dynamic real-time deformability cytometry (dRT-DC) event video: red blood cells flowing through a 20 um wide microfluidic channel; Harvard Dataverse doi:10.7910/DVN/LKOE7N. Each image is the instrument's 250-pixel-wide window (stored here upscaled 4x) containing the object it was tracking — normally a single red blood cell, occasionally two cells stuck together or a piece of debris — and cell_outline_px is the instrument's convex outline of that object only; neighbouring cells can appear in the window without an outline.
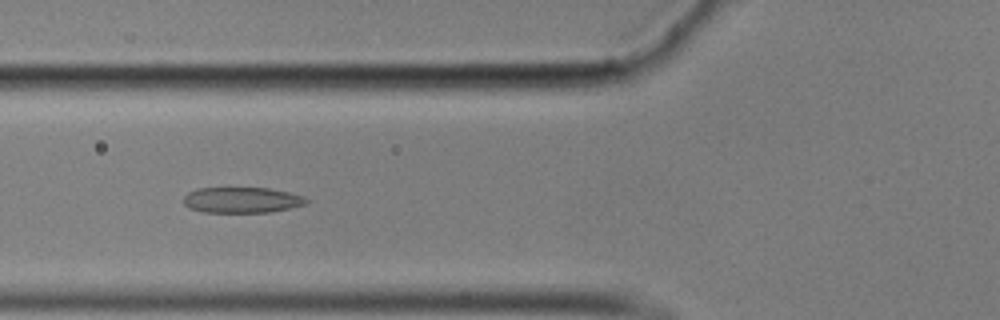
{"species": "common noctule bat (a hibernating species)", "species_latin": "Nyctalus noctula", "temperature_condition": "cold", "stored_images_in_passage": 58, "camera_frame_rate_fps": 3000, "um_per_image_px": 0.085, "animal": {"sex": "male", "body_mass_g": 17.9}, "frame": {"image": 1, "passage_image": 22, "time_ms": 7.0, "image_size_px": [1000, 320], "cell_outline_px": [[308, 204], [272, 212], [204, 212], [188, 208], [184, 204], [184, 196], [188, 192], [196, 188], [268, 188], [288, 192], [304, 196], [308, 200]], "centroid_in_image_um": [20.56, 17.0], "position_along_channel_um": 105.2, "area_um2": 18.5}}
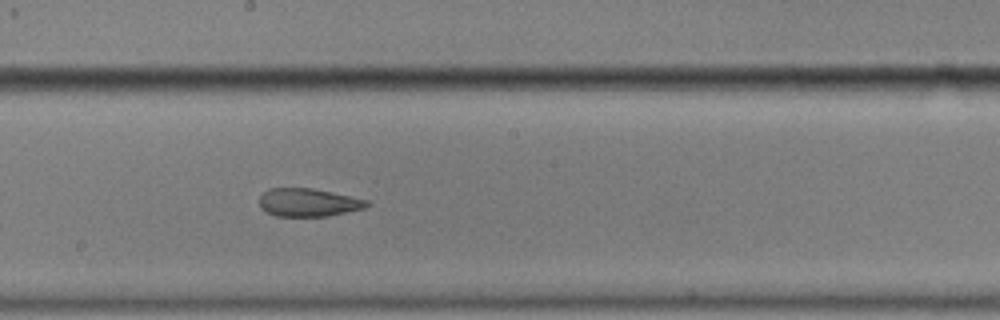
{"frame": {"image": 2, "passage_image": 32, "time_ms": 10.333, "image_size_px": [1000, 320], "cell_outline_px": [[372, 204], [364, 208], [328, 216], [276, 216], [260, 208], [260, 196], [268, 188], [312, 188], [368, 200]], "centroid_in_image_um": [26.21, 17.21], "position_along_channel_um": 222.0, "area_um2": 17.51}}
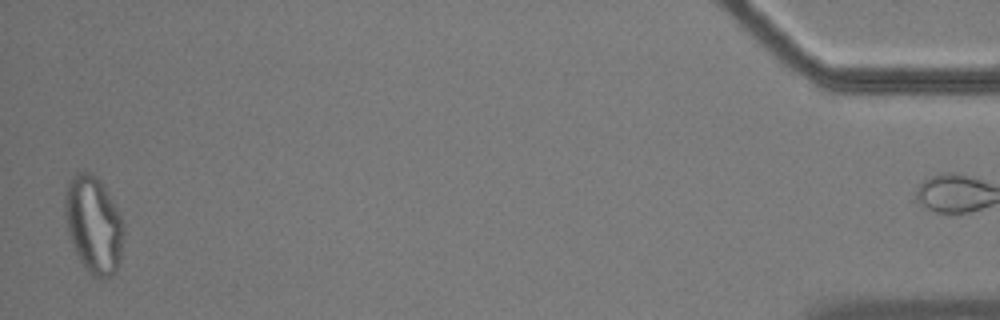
{"frame": {"image": 3, "passage_image": 57, "time_ms": 18.667, "image_size_px": [1000, 320], "cell_outline_px": [[124, 236], [120, 260], [116, 272], [112, 276], [100, 280], [92, 276], [84, 268], [72, 244], [68, 232], [64, 208], [64, 200], [68, 184], [72, 176], [76, 172], [92, 172], [100, 180], [120, 216], [124, 224]], "centroid_in_image_um": [7.96, 19.14], "position_along_channel_um": 427.2, "area_um2": 33.29}, "authors_computed_cell_mechanics": {"area_um2": 20.4901, "velocity_mm_per_s": 3.4909, "shape_relaxation_time_tau1_ms": null, "shape_relaxation_time_tau2_ms": 1.9953, "deformation_change_tau1": null, "deformation_change_tau2": 0.0893}}